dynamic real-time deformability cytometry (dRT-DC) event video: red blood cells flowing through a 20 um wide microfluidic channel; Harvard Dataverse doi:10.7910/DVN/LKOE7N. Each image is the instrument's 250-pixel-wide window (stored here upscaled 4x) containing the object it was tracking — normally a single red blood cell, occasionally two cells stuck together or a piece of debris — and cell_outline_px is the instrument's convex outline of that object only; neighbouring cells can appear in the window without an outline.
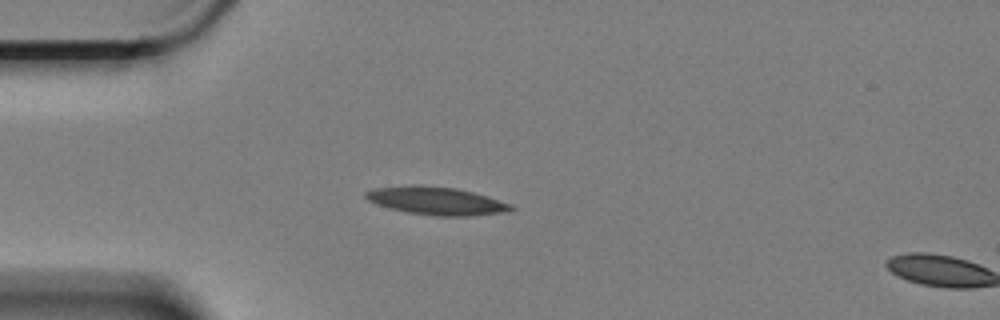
{"species": "Egyptian fruit bat (a non-hibernating species)", "species_latin": "Rousettus aegyptiacus", "temperature_condition": "cold", "stored_images_in_passage": 17, "camera_frame_rate_fps": 3000, "um_per_image_px": 0.085, "animal": {"sex": "female"}, "frame": {"image": 1, "passage_image": 15, "time_ms": 4.667, "image_size_px": [1000, 320], "cell_outline_px": [[516, 208], [504, 212], [472, 216], [436, 216], [408, 212], [376, 204], [368, 200], [364, 196], [364, 192], [376, 188], [420, 184], [456, 188], [472, 192], [512, 204]], "centroid_in_image_um": [37.09, 17.07], "position_along_channel_um": 47.9, "area_um2": 23.52}}